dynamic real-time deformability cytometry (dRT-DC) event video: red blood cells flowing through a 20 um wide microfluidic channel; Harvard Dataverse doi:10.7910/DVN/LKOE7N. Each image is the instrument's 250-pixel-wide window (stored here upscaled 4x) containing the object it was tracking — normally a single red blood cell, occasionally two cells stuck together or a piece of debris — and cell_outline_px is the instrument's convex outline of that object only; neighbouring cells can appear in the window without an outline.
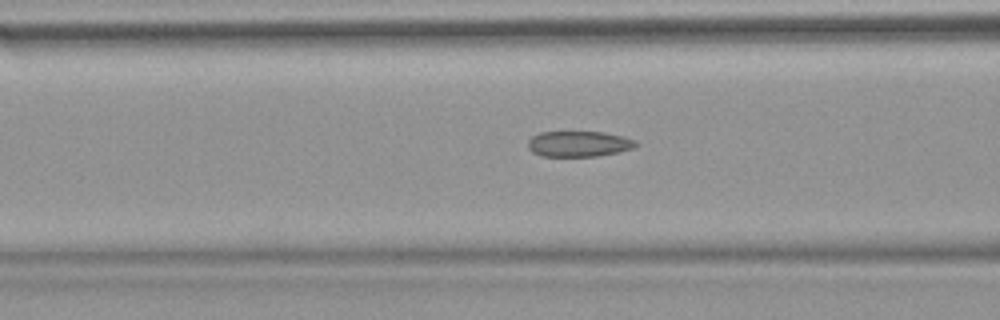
{"species": "common noctule bat (a hibernating species)", "species_latin": "Nyctalus noctula", "temperature_condition": "warm", "stored_images_in_passage": 53, "camera_frame_rate_fps": 3000, "um_per_image_px": 0.085, "animal": {"sex": "female", "body_mass_g": 18.4}, "frame": {"image": 1, "passage_image": 21, "time_ms": 6.667, "image_size_px": [1000, 320], "cell_outline_px": [[640, 144], [632, 148], [620, 152], [596, 156], [540, 156], [532, 152], [528, 148], [528, 140], [532, 136], [540, 132], [604, 132], [624, 136], [636, 140]], "centroid_in_image_um": [49.22, 12.23], "position_along_channel_um": 117.4, "area_um2": 16.3}}
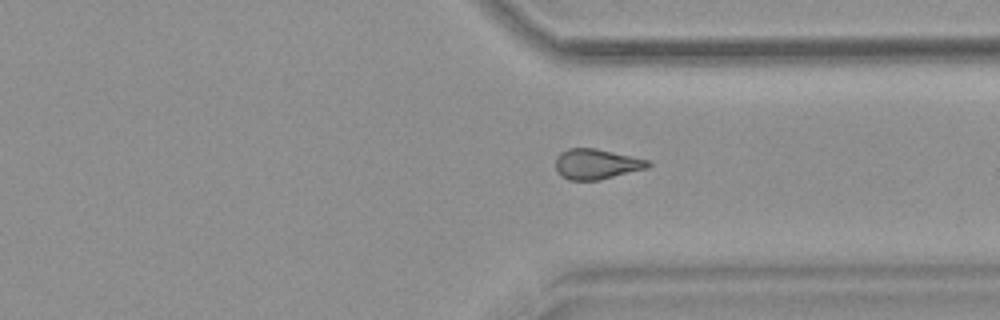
{"frame": {"image": 2, "passage_image": 40, "time_ms": 13.0, "image_size_px": [1000, 320], "cell_outline_px": [[652, 164], [648, 168], [600, 180], [568, 180], [560, 176], [556, 168], [556, 156], [560, 152], [568, 148], [596, 148], [632, 156], [648, 160]], "centroid_in_image_um": [50.69, 13.95], "position_along_channel_um": 360.7, "area_um2": 16.47}}
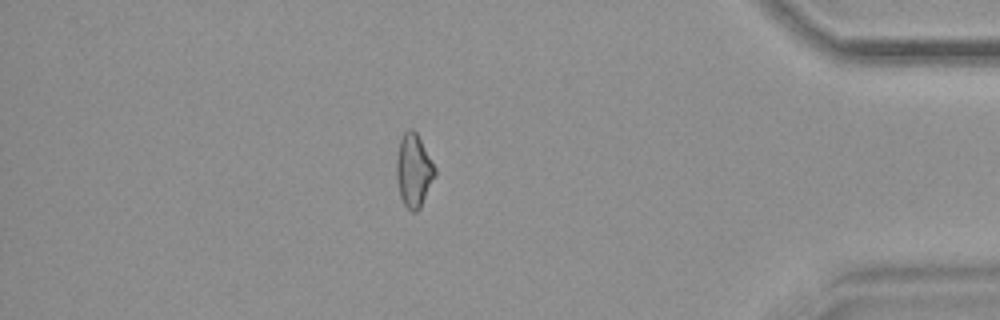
{"frame": {"image": 3, "passage_image": 46, "time_ms": 15.0, "image_size_px": [1000, 320], "cell_outline_px": [[436, 176], [420, 208], [416, 212], [412, 212], [404, 204], [400, 196], [396, 180], [396, 156], [400, 140], [404, 132], [408, 128], [412, 128], [416, 132], [436, 168]], "centroid_in_image_um": [35.16, 14.5], "position_along_channel_um": 400.0, "area_um2": 16.53}, "authors_computed_cell_mechanics": {"area_um2": 16.8776, "velocity_mm_per_s": 3.8433, "shape_relaxation_time_tau1_ms": null, "shape_relaxation_time_tau2_ms": 3.1069, "deformation_change_tau1": null, "deformation_change_tau2": 0.1023}}